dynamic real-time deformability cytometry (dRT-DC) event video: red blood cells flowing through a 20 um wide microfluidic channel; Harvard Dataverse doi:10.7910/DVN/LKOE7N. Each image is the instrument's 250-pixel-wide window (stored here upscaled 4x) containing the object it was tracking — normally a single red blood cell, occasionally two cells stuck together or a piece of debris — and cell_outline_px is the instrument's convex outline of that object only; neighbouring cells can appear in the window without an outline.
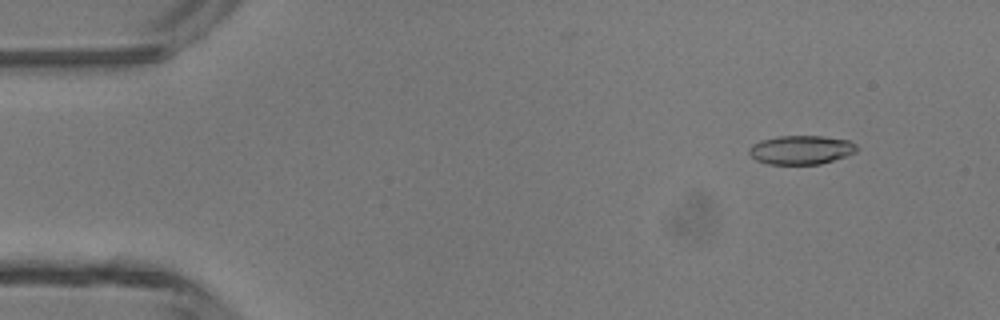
{"species": "common noctule bat (a hibernating species)", "species_latin": "Nyctalus noctula", "temperature_condition": "room temperature", "stored_images_in_passage": 47, "camera_frame_rate_fps": 3000, "um_per_image_px": 0.085, "animal": {"sex": "male", "body_mass_g": 13.3}, "frame": {"image": 1, "passage_image": 5, "time_ms": 1.333, "image_size_px": [1000, 320], "cell_outline_px": [[860, 148], [856, 152], [820, 164], [768, 164], [756, 160], [748, 152], [748, 148], [752, 144], [760, 140], [780, 136], [820, 136], [848, 140], [856, 144]], "centroid_in_image_um": [68.08, 12.73], "position_along_channel_um": 16.9, "area_um2": 18.09}}
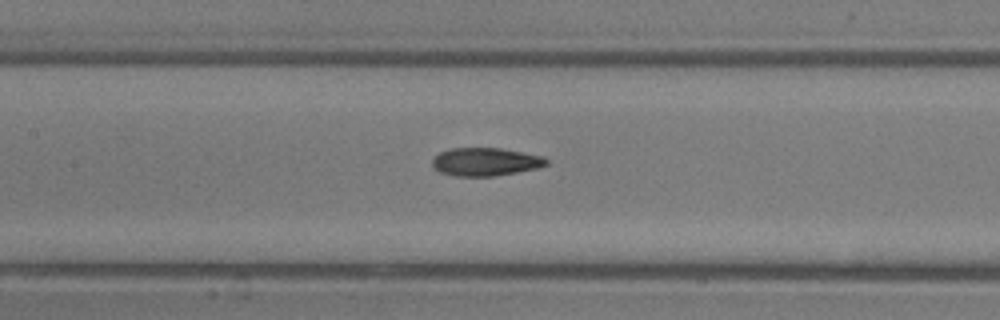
{"frame": {"image": 2, "passage_image": 22, "time_ms": 7.0, "image_size_px": [1000, 320], "cell_outline_px": [[548, 164], [536, 168], [516, 172], [492, 176], [456, 176], [440, 172], [432, 168], [432, 156], [448, 148], [500, 148], [524, 152], [544, 156], [548, 160]], "centroid_in_image_um": [41.22, 13.74], "position_along_channel_um": 166.2, "area_um2": 18.84}}
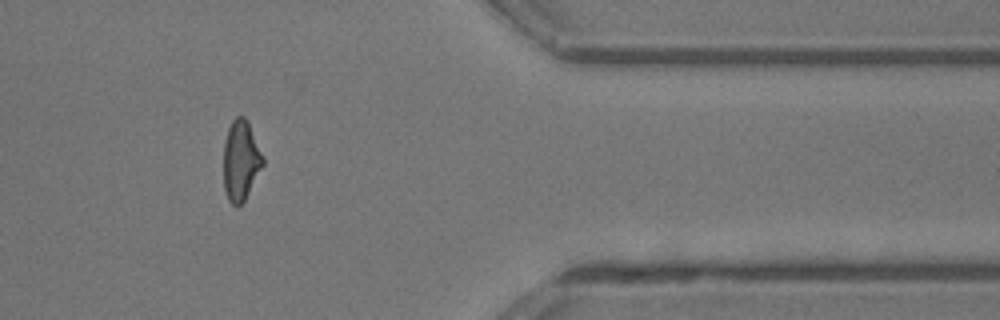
{"frame": {"image": 3, "passage_image": 39, "time_ms": 12.667, "image_size_px": [1000, 320], "cell_outline_px": [[264, 164], [244, 200], [236, 208], [228, 200], [224, 188], [224, 140], [228, 128], [232, 120], [236, 116], [244, 116], [248, 120], [264, 156]], "centroid_in_image_um": [20.47, 13.61], "position_along_channel_um": 390.9, "area_um2": 18.55}, "authors_computed_cell_mechanics": {"area_um2": 18.785, "velocity_mm_per_s": 4.4026, "shape_relaxation_time_tau1_ms": 4.6348, "shape_relaxation_time_tau2_ms": 1.6668, "deformation_change_tau1": 0.1892, "deformation_change_tau2": 0.0902}}